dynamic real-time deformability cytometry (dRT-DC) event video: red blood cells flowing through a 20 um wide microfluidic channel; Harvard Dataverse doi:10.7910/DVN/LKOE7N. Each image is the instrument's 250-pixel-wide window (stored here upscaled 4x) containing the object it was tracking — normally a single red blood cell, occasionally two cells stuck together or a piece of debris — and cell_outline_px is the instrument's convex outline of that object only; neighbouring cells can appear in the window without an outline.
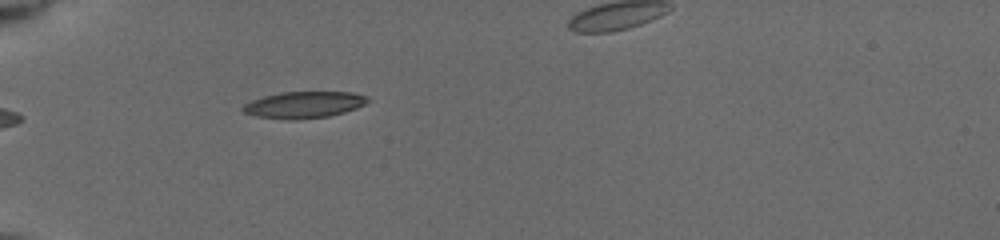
{"species": "common noctule bat (a hibernating species)", "species_latin": "Nyctalus noctula", "temperature_condition": "cold", "stored_images_in_passage": 22, "camera_frame_rate_fps": 3000, "um_per_image_px": 0.085, "animal": {"sex": "female", "body_mass_g": 19.5, "forearm_length_mm": 54.1}, "frame": {"image": 1, "passage_image": 1, "time_ms": 0.0, "image_size_px": [1000, 240], "cell_outline_px": [[372, 100], [356, 108], [344, 112], [328, 116], [296, 120], [288, 120], [256, 116], [244, 112], [240, 108], [244, 104], [252, 100], [264, 96], [280, 92], [352, 92], [368, 96]], "centroid_in_image_um": [25.84, 8.9], "position_along_channel_um": 59.2, "area_um2": 19.42}}
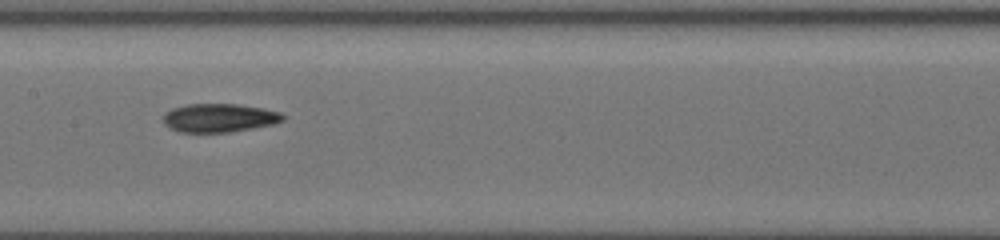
{"frame": {"image": 2, "passage_image": 8, "time_ms": 3.667, "image_size_px": [1000, 240], "cell_outline_px": [[284, 120], [272, 124], [252, 128], [228, 132], [180, 132], [168, 128], [164, 124], [164, 116], [172, 108], [188, 104], [236, 104], [260, 108], [280, 112], [284, 116]], "centroid_in_image_um": [18.61, 10.02], "position_along_channel_um": 188.8, "area_um2": 19.65}}
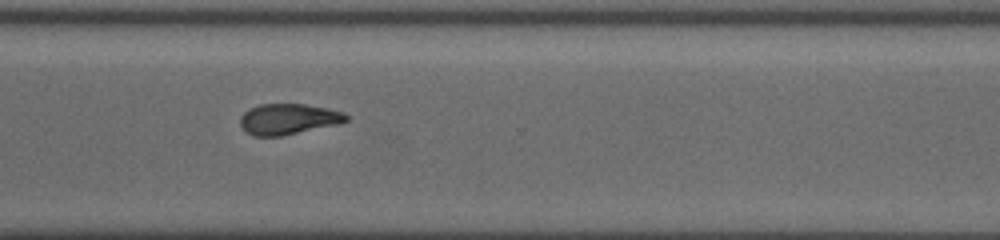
{"frame": {"image": 3, "passage_image": 16, "time_ms": 7.667, "image_size_px": [1000, 240], "cell_outline_px": [[348, 120], [336, 124], [280, 136], [252, 136], [240, 124], [240, 116], [248, 108], [260, 104], [304, 104], [344, 112], [348, 116]], "centroid_in_image_um": [24.46, 10.11], "position_along_channel_um": 346.1, "area_um2": 18.73}}